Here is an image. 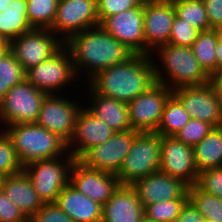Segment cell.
I'll return each mask as SVG.
<instances>
[{
  "label": "cell",
  "instance_id": "cell-9",
  "mask_svg": "<svg viewBox=\"0 0 222 222\" xmlns=\"http://www.w3.org/2000/svg\"><path fill=\"white\" fill-rule=\"evenodd\" d=\"M99 25L97 0H59L49 30L65 43L74 34Z\"/></svg>",
  "mask_w": 222,
  "mask_h": 222
},
{
  "label": "cell",
  "instance_id": "cell-23",
  "mask_svg": "<svg viewBox=\"0 0 222 222\" xmlns=\"http://www.w3.org/2000/svg\"><path fill=\"white\" fill-rule=\"evenodd\" d=\"M87 88L90 92L88 100L91 101L88 103L90 106H85L87 110L96 118L105 121L116 132L132 130L127 103L97 94L88 84Z\"/></svg>",
  "mask_w": 222,
  "mask_h": 222
},
{
  "label": "cell",
  "instance_id": "cell-49",
  "mask_svg": "<svg viewBox=\"0 0 222 222\" xmlns=\"http://www.w3.org/2000/svg\"><path fill=\"white\" fill-rule=\"evenodd\" d=\"M139 222H155V221L149 219L146 215H144Z\"/></svg>",
  "mask_w": 222,
  "mask_h": 222
},
{
  "label": "cell",
  "instance_id": "cell-27",
  "mask_svg": "<svg viewBox=\"0 0 222 222\" xmlns=\"http://www.w3.org/2000/svg\"><path fill=\"white\" fill-rule=\"evenodd\" d=\"M218 35L215 29H209L198 33L191 46L194 56L200 66L209 75L216 74V48Z\"/></svg>",
  "mask_w": 222,
  "mask_h": 222
},
{
  "label": "cell",
  "instance_id": "cell-17",
  "mask_svg": "<svg viewBox=\"0 0 222 222\" xmlns=\"http://www.w3.org/2000/svg\"><path fill=\"white\" fill-rule=\"evenodd\" d=\"M69 183L101 205H104L121 185L115 174L88 168L77 159L71 165Z\"/></svg>",
  "mask_w": 222,
  "mask_h": 222
},
{
  "label": "cell",
  "instance_id": "cell-35",
  "mask_svg": "<svg viewBox=\"0 0 222 222\" xmlns=\"http://www.w3.org/2000/svg\"><path fill=\"white\" fill-rule=\"evenodd\" d=\"M213 128L214 127L207 122L191 118L174 137L182 143L194 147L207 136Z\"/></svg>",
  "mask_w": 222,
  "mask_h": 222
},
{
  "label": "cell",
  "instance_id": "cell-29",
  "mask_svg": "<svg viewBox=\"0 0 222 222\" xmlns=\"http://www.w3.org/2000/svg\"><path fill=\"white\" fill-rule=\"evenodd\" d=\"M25 74L26 71L7 44L0 50V101L12 87L25 80Z\"/></svg>",
  "mask_w": 222,
  "mask_h": 222
},
{
  "label": "cell",
  "instance_id": "cell-7",
  "mask_svg": "<svg viewBox=\"0 0 222 222\" xmlns=\"http://www.w3.org/2000/svg\"><path fill=\"white\" fill-rule=\"evenodd\" d=\"M74 63L69 49L63 45L49 59L26 70L25 79L46 94H59L75 82ZM63 89V90H61Z\"/></svg>",
  "mask_w": 222,
  "mask_h": 222
},
{
  "label": "cell",
  "instance_id": "cell-13",
  "mask_svg": "<svg viewBox=\"0 0 222 222\" xmlns=\"http://www.w3.org/2000/svg\"><path fill=\"white\" fill-rule=\"evenodd\" d=\"M64 95L65 93L47 95L35 123L57 134L68 143L73 135L76 118L83 104L81 103L80 106L78 103L80 101L75 102L73 98L70 100Z\"/></svg>",
  "mask_w": 222,
  "mask_h": 222
},
{
  "label": "cell",
  "instance_id": "cell-36",
  "mask_svg": "<svg viewBox=\"0 0 222 222\" xmlns=\"http://www.w3.org/2000/svg\"><path fill=\"white\" fill-rule=\"evenodd\" d=\"M198 33V30L175 14L169 43L176 46L191 47Z\"/></svg>",
  "mask_w": 222,
  "mask_h": 222
},
{
  "label": "cell",
  "instance_id": "cell-45",
  "mask_svg": "<svg viewBox=\"0 0 222 222\" xmlns=\"http://www.w3.org/2000/svg\"><path fill=\"white\" fill-rule=\"evenodd\" d=\"M143 4H155V3H169L174 0H140Z\"/></svg>",
  "mask_w": 222,
  "mask_h": 222
},
{
  "label": "cell",
  "instance_id": "cell-50",
  "mask_svg": "<svg viewBox=\"0 0 222 222\" xmlns=\"http://www.w3.org/2000/svg\"><path fill=\"white\" fill-rule=\"evenodd\" d=\"M5 176L0 175V192H2Z\"/></svg>",
  "mask_w": 222,
  "mask_h": 222
},
{
  "label": "cell",
  "instance_id": "cell-18",
  "mask_svg": "<svg viewBox=\"0 0 222 222\" xmlns=\"http://www.w3.org/2000/svg\"><path fill=\"white\" fill-rule=\"evenodd\" d=\"M116 131L96 118L84 107L78 112L73 135L67 143V151L78 159L87 149L101 145Z\"/></svg>",
  "mask_w": 222,
  "mask_h": 222
},
{
  "label": "cell",
  "instance_id": "cell-3",
  "mask_svg": "<svg viewBox=\"0 0 222 222\" xmlns=\"http://www.w3.org/2000/svg\"><path fill=\"white\" fill-rule=\"evenodd\" d=\"M151 57L156 82L165 84L171 90L181 86L204 85L210 81V76L200 66L191 47L167 43L152 52ZM155 58L159 59L158 65Z\"/></svg>",
  "mask_w": 222,
  "mask_h": 222
},
{
  "label": "cell",
  "instance_id": "cell-6",
  "mask_svg": "<svg viewBox=\"0 0 222 222\" xmlns=\"http://www.w3.org/2000/svg\"><path fill=\"white\" fill-rule=\"evenodd\" d=\"M75 160L67 152L61 157L33 161L24 166L23 171L43 203L56 202L62 189L69 183L70 168Z\"/></svg>",
  "mask_w": 222,
  "mask_h": 222
},
{
  "label": "cell",
  "instance_id": "cell-26",
  "mask_svg": "<svg viewBox=\"0 0 222 222\" xmlns=\"http://www.w3.org/2000/svg\"><path fill=\"white\" fill-rule=\"evenodd\" d=\"M193 150L199 173L222 167V126L214 127Z\"/></svg>",
  "mask_w": 222,
  "mask_h": 222
},
{
  "label": "cell",
  "instance_id": "cell-44",
  "mask_svg": "<svg viewBox=\"0 0 222 222\" xmlns=\"http://www.w3.org/2000/svg\"><path fill=\"white\" fill-rule=\"evenodd\" d=\"M222 72V36H218L216 48V74Z\"/></svg>",
  "mask_w": 222,
  "mask_h": 222
},
{
  "label": "cell",
  "instance_id": "cell-22",
  "mask_svg": "<svg viewBox=\"0 0 222 222\" xmlns=\"http://www.w3.org/2000/svg\"><path fill=\"white\" fill-rule=\"evenodd\" d=\"M56 204L73 222H102L103 205L87 197L70 183L62 189Z\"/></svg>",
  "mask_w": 222,
  "mask_h": 222
},
{
  "label": "cell",
  "instance_id": "cell-46",
  "mask_svg": "<svg viewBox=\"0 0 222 222\" xmlns=\"http://www.w3.org/2000/svg\"><path fill=\"white\" fill-rule=\"evenodd\" d=\"M12 2L13 0H0V13L4 12Z\"/></svg>",
  "mask_w": 222,
  "mask_h": 222
},
{
  "label": "cell",
  "instance_id": "cell-14",
  "mask_svg": "<svg viewBox=\"0 0 222 222\" xmlns=\"http://www.w3.org/2000/svg\"><path fill=\"white\" fill-rule=\"evenodd\" d=\"M159 170L182 180L188 186L196 185L199 171L194 150L174 136H161V160Z\"/></svg>",
  "mask_w": 222,
  "mask_h": 222
},
{
  "label": "cell",
  "instance_id": "cell-30",
  "mask_svg": "<svg viewBox=\"0 0 222 222\" xmlns=\"http://www.w3.org/2000/svg\"><path fill=\"white\" fill-rule=\"evenodd\" d=\"M176 15L199 32L212 29L203 0H174Z\"/></svg>",
  "mask_w": 222,
  "mask_h": 222
},
{
  "label": "cell",
  "instance_id": "cell-37",
  "mask_svg": "<svg viewBox=\"0 0 222 222\" xmlns=\"http://www.w3.org/2000/svg\"><path fill=\"white\" fill-rule=\"evenodd\" d=\"M196 185L205 193L215 195L222 200V167L200 172Z\"/></svg>",
  "mask_w": 222,
  "mask_h": 222
},
{
  "label": "cell",
  "instance_id": "cell-24",
  "mask_svg": "<svg viewBox=\"0 0 222 222\" xmlns=\"http://www.w3.org/2000/svg\"><path fill=\"white\" fill-rule=\"evenodd\" d=\"M2 191L27 218H31L44 204L24 171L5 177Z\"/></svg>",
  "mask_w": 222,
  "mask_h": 222
},
{
  "label": "cell",
  "instance_id": "cell-2",
  "mask_svg": "<svg viewBox=\"0 0 222 222\" xmlns=\"http://www.w3.org/2000/svg\"><path fill=\"white\" fill-rule=\"evenodd\" d=\"M155 82L151 55L133 54L126 61L101 70L87 83L97 94L129 103Z\"/></svg>",
  "mask_w": 222,
  "mask_h": 222
},
{
  "label": "cell",
  "instance_id": "cell-40",
  "mask_svg": "<svg viewBox=\"0 0 222 222\" xmlns=\"http://www.w3.org/2000/svg\"><path fill=\"white\" fill-rule=\"evenodd\" d=\"M27 217L8 197L0 192V222H22Z\"/></svg>",
  "mask_w": 222,
  "mask_h": 222
},
{
  "label": "cell",
  "instance_id": "cell-1",
  "mask_svg": "<svg viewBox=\"0 0 222 222\" xmlns=\"http://www.w3.org/2000/svg\"><path fill=\"white\" fill-rule=\"evenodd\" d=\"M64 45L71 53L76 75L79 77L84 69L86 82L101 70L124 62L134 54L100 25L74 34Z\"/></svg>",
  "mask_w": 222,
  "mask_h": 222
},
{
  "label": "cell",
  "instance_id": "cell-28",
  "mask_svg": "<svg viewBox=\"0 0 222 222\" xmlns=\"http://www.w3.org/2000/svg\"><path fill=\"white\" fill-rule=\"evenodd\" d=\"M190 119L180 100L172 94L165 104L156 133L161 136H175Z\"/></svg>",
  "mask_w": 222,
  "mask_h": 222
},
{
  "label": "cell",
  "instance_id": "cell-47",
  "mask_svg": "<svg viewBox=\"0 0 222 222\" xmlns=\"http://www.w3.org/2000/svg\"><path fill=\"white\" fill-rule=\"evenodd\" d=\"M218 36H222V22L214 28Z\"/></svg>",
  "mask_w": 222,
  "mask_h": 222
},
{
  "label": "cell",
  "instance_id": "cell-48",
  "mask_svg": "<svg viewBox=\"0 0 222 222\" xmlns=\"http://www.w3.org/2000/svg\"><path fill=\"white\" fill-rule=\"evenodd\" d=\"M8 43L0 36V50H2Z\"/></svg>",
  "mask_w": 222,
  "mask_h": 222
},
{
  "label": "cell",
  "instance_id": "cell-16",
  "mask_svg": "<svg viewBox=\"0 0 222 222\" xmlns=\"http://www.w3.org/2000/svg\"><path fill=\"white\" fill-rule=\"evenodd\" d=\"M100 26L134 54L145 55L143 3L107 17Z\"/></svg>",
  "mask_w": 222,
  "mask_h": 222
},
{
  "label": "cell",
  "instance_id": "cell-5",
  "mask_svg": "<svg viewBox=\"0 0 222 222\" xmlns=\"http://www.w3.org/2000/svg\"><path fill=\"white\" fill-rule=\"evenodd\" d=\"M161 135L139 132L116 176L121 185H133L137 180L159 171Z\"/></svg>",
  "mask_w": 222,
  "mask_h": 222
},
{
  "label": "cell",
  "instance_id": "cell-4",
  "mask_svg": "<svg viewBox=\"0 0 222 222\" xmlns=\"http://www.w3.org/2000/svg\"><path fill=\"white\" fill-rule=\"evenodd\" d=\"M4 128L23 166L33 161L61 157L68 152L63 139L36 123L12 124Z\"/></svg>",
  "mask_w": 222,
  "mask_h": 222
},
{
  "label": "cell",
  "instance_id": "cell-15",
  "mask_svg": "<svg viewBox=\"0 0 222 222\" xmlns=\"http://www.w3.org/2000/svg\"><path fill=\"white\" fill-rule=\"evenodd\" d=\"M191 118L204 121L213 127L222 126V107L210 83L181 86L172 90Z\"/></svg>",
  "mask_w": 222,
  "mask_h": 222
},
{
  "label": "cell",
  "instance_id": "cell-19",
  "mask_svg": "<svg viewBox=\"0 0 222 222\" xmlns=\"http://www.w3.org/2000/svg\"><path fill=\"white\" fill-rule=\"evenodd\" d=\"M132 186L144 208L159 201L189 199L188 185L160 170L137 180Z\"/></svg>",
  "mask_w": 222,
  "mask_h": 222
},
{
  "label": "cell",
  "instance_id": "cell-8",
  "mask_svg": "<svg viewBox=\"0 0 222 222\" xmlns=\"http://www.w3.org/2000/svg\"><path fill=\"white\" fill-rule=\"evenodd\" d=\"M47 95L26 79L12 87L0 101V125L35 123Z\"/></svg>",
  "mask_w": 222,
  "mask_h": 222
},
{
  "label": "cell",
  "instance_id": "cell-12",
  "mask_svg": "<svg viewBox=\"0 0 222 222\" xmlns=\"http://www.w3.org/2000/svg\"><path fill=\"white\" fill-rule=\"evenodd\" d=\"M64 43L49 29H33L13 39L10 51L26 71L49 59Z\"/></svg>",
  "mask_w": 222,
  "mask_h": 222
},
{
  "label": "cell",
  "instance_id": "cell-43",
  "mask_svg": "<svg viewBox=\"0 0 222 222\" xmlns=\"http://www.w3.org/2000/svg\"><path fill=\"white\" fill-rule=\"evenodd\" d=\"M209 83L215 90L217 99L222 107V72L211 75Z\"/></svg>",
  "mask_w": 222,
  "mask_h": 222
},
{
  "label": "cell",
  "instance_id": "cell-51",
  "mask_svg": "<svg viewBox=\"0 0 222 222\" xmlns=\"http://www.w3.org/2000/svg\"><path fill=\"white\" fill-rule=\"evenodd\" d=\"M22 222H31L30 218H27L25 221Z\"/></svg>",
  "mask_w": 222,
  "mask_h": 222
},
{
  "label": "cell",
  "instance_id": "cell-33",
  "mask_svg": "<svg viewBox=\"0 0 222 222\" xmlns=\"http://www.w3.org/2000/svg\"><path fill=\"white\" fill-rule=\"evenodd\" d=\"M2 129L0 130V175L7 177L23 172L24 166L19 160L12 141Z\"/></svg>",
  "mask_w": 222,
  "mask_h": 222
},
{
  "label": "cell",
  "instance_id": "cell-20",
  "mask_svg": "<svg viewBox=\"0 0 222 222\" xmlns=\"http://www.w3.org/2000/svg\"><path fill=\"white\" fill-rule=\"evenodd\" d=\"M175 14L172 2L144 4L145 55L169 43Z\"/></svg>",
  "mask_w": 222,
  "mask_h": 222
},
{
  "label": "cell",
  "instance_id": "cell-52",
  "mask_svg": "<svg viewBox=\"0 0 222 222\" xmlns=\"http://www.w3.org/2000/svg\"><path fill=\"white\" fill-rule=\"evenodd\" d=\"M167 222H178L177 219H174V220H170V221H167Z\"/></svg>",
  "mask_w": 222,
  "mask_h": 222
},
{
  "label": "cell",
  "instance_id": "cell-31",
  "mask_svg": "<svg viewBox=\"0 0 222 222\" xmlns=\"http://www.w3.org/2000/svg\"><path fill=\"white\" fill-rule=\"evenodd\" d=\"M189 201L205 220L222 222V200L215 195L207 194L197 185L188 186Z\"/></svg>",
  "mask_w": 222,
  "mask_h": 222
},
{
  "label": "cell",
  "instance_id": "cell-25",
  "mask_svg": "<svg viewBox=\"0 0 222 222\" xmlns=\"http://www.w3.org/2000/svg\"><path fill=\"white\" fill-rule=\"evenodd\" d=\"M33 29L28 21L27 0H13L5 11L0 13V36L8 44Z\"/></svg>",
  "mask_w": 222,
  "mask_h": 222
},
{
  "label": "cell",
  "instance_id": "cell-42",
  "mask_svg": "<svg viewBox=\"0 0 222 222\" xmlns=\"http://www.w3.org/2000/svg\"><path fill=\"white\" fill-rule=\"evenodd\" d=\"M178 222H204V217L194 207V205L188 201L182 208L181 213L177 218Z\"/></svg>",
  "mask_w": 222,
  "mask_h": 222
},
{
  "label": "cell",
  "instance_id": "cell-32",
  "mask_svg": "<svg viewBox=\"0 0 222 222\" xmlns=\"http://www.w3.org/2000/svg\"><path fill=\"white\" fill-rule=\"evenodd\" d=\"M59 0H27V16L35 29H50L53 25Z\"/></svg>",
  "mask_w": 222,
  "mask_h": 222
},
{
  "label": "cell",
  "instance_id": "cell-41",
  "mask_svg": "<svg viewBox=\"0 0 222 222\" xmlns=\"http://www.w3.org/2000/svg\"><path fill=\"white\" fill-rule=\"evenodd\" d=\"M211 28L222 22V0H203Z\"/></svg>",
  "mask_w": 222,
  "mask_h": 222
},
{
  "label": "cell",
  "instance_id": "cell-21",
  "mask_svg": "<svg viewBox=\"0 0 222 222\" xmlns=\"http://www.w3.org/2000/svg\"><path fill=\"white\" fill-rule=\"evenodd\" d=\"M143 216L144 206L132 185H120L102 208V222H139Z\"/></svg>",
  "mask_w": 222,
  "mask_h": 222
},
{
  "label": "cell",
  "instance_id": "cell-10",
  "mask_svg": "<svg viewBox=\"0 0 222 222\" xmlns=\"http://www.w3.org/2000/svg\"><path fill=\"white\" fill-rule=\"evenodd\" d=\"M173 94L165 84L155 82L127 103L129 122L137 132H156L168 98Z\"/></svg>",
  "mask_w": 222,
  "mask_h": 222
},
{
  "label": "cell",
  "instance_id": "cell-39",
  "mask_svg": "<svg viewBox=\"0 0 222 222\" xmlns=\"http://www.w3.org/2000/svg\"><path fill=\"white\" fill-rule=\"evenodd\" d=\"M31 222H73L72 218L53 203H44L30 218Z\"/></svg>",
  "mask_w": 222,
  "mask_h": 222
},
{
  "label": "cell",
  "instance_id": "cell-38",
  "mask_svg": "<svg viewBox=\"0 0 222 222\" xmlns=\"http://www.w3.org/2000/svg\"><path fill=\"white\" fill-rule=\"evenodd\" d=\"M140 0H97L98 17L100 24L112 15L137 7Z\"/></svg>",
  "mask_w": 222,
  "mask_h": 222
},
{
  "label": "cell",
  "instance_id": "cell-11",
  "mask_svg": "<svg viewBox=\"0 0 222 222\" xmlns=\"http://www.w3.org/2000/svg\"><path fill=\"white\" fill-rule=\"evenodd\" d=\"M138 133L117 131L103 144L87 149L77 160L88 168L116 175Z\"/></svg>",
  "mask_w": 222,
  "mask_h": 222
},
{
  "label": "cell",
  "instance_id": "cell-34",
  "mask_svg": "<svg viewBox=\"0 0 222 222\" xmlns=\"http://www.w3.org/2000/svg\"><path fill=\"white\" fill-rule=\"evenodd\" d=\"M189 199H173L168 201H159L147 205L144 208V215L155 222H167L177 219L182 208Z\"/></svg>",
  "mask_w": 222,
  "mask_h": 222
}]
</instances>
